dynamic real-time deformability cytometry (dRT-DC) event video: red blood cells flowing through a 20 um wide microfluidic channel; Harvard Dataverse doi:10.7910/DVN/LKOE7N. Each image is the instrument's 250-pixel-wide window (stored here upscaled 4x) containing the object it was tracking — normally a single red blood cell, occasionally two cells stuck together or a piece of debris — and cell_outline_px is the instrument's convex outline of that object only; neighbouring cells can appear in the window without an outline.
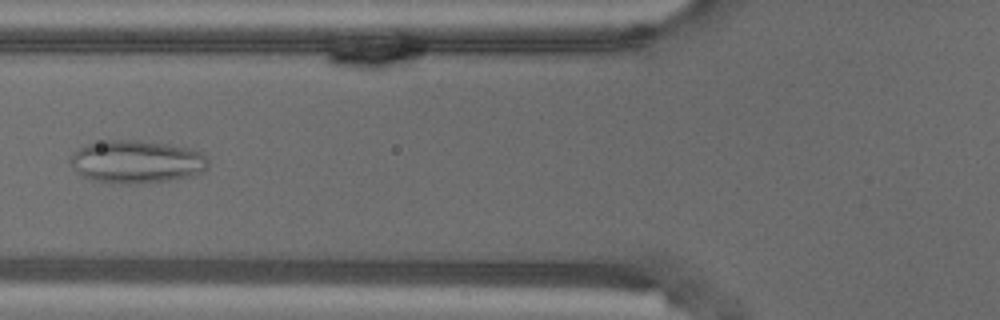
{"species": "common noctule bat (a hibernating species)", "species_latin": "Nyctalus noctula", "temperature_condition": "warm", "stored_images_in_passage": 6, "camera_frame_rate_fps": 3000, "um_per_image_px": 0.085, "animal": {"sex": "male", "body_mass_g": 18.8}, "frame": {"image": 1, "passage_image": 6, "time_ms": 1.667, "image_size_px": [1000, 320], "cell_outline_px": [[208, 168], [204, 172], [192, 176], [172, 180], [136, 184], [128, 184], [92, 180], [80, 176], [76, 172], [72, 164], [72, 152], [88, 144], [108, 140], [140, 140], [192, 148], [200, 152], [208, 160]], "centroid_in_image_um": [11.64, 13.76], "position_along_channel_um": 114.2, "area_um2": 34.56}}